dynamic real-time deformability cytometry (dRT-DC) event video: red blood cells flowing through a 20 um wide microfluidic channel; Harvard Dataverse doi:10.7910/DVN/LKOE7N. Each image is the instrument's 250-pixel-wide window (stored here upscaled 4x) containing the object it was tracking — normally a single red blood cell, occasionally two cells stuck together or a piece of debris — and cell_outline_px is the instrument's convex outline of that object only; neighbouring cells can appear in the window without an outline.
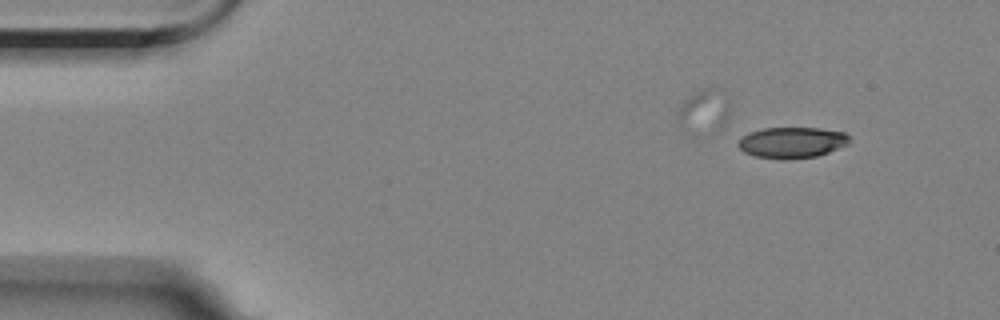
{"species": "Egyptian fruit bat (a non-hibernating species)", "species_latin": "Rousettus aegyptiacus", "temperature_condition": "room temperature", "stored_images_in_passage": 3, "camera_frame_rate_fps": 3000, "um_per_image_px": 0.085, "animal": {"sex": "female"}, "frame": {"image": 1, "passage_image": 1, "time_ms": 0.0, "image_size_px": [1000, 320], "cell_outline_px": [[848, 144], [828, 152], [816, 156], [756, 156], [744, 152], [736, 144], [748, 132], [764, 128], [820, 128], [844, 132], [848, 136]], "centroid_in_image_um": [67.32, 12.05], "position_along_channel_um": 17.7, "area_um2": 19.07}}
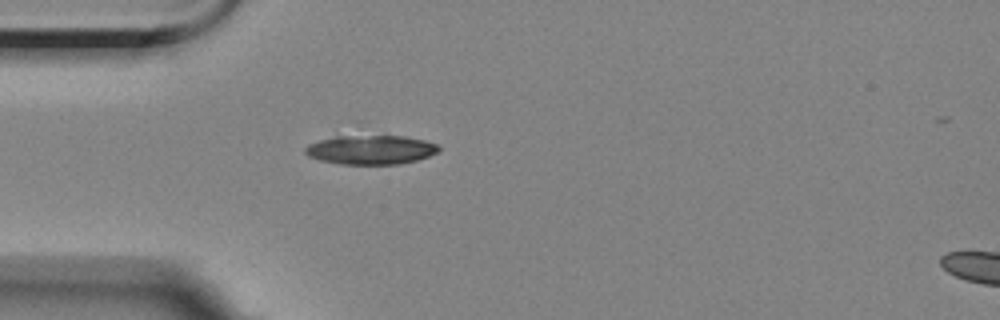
{"frame": {"image": 2, "passage_image": 3, "time_ms": 3.333, "image_size_px": [1000, 320], "cell_outline_px": [[440, 148], [436, 152], [428, 156], [416, 160], [400, 164], [340, 164], [320, 160], [308, 156], [304, 152], [304, 148], [308, 144], [320, 140], [336, 136], [404, 136], [424, 140], [436, 144]], "centroid_in_image_um": [31.48, 12.73], "position_along_channel_um": 53.5, "area_um2": 22.54}}